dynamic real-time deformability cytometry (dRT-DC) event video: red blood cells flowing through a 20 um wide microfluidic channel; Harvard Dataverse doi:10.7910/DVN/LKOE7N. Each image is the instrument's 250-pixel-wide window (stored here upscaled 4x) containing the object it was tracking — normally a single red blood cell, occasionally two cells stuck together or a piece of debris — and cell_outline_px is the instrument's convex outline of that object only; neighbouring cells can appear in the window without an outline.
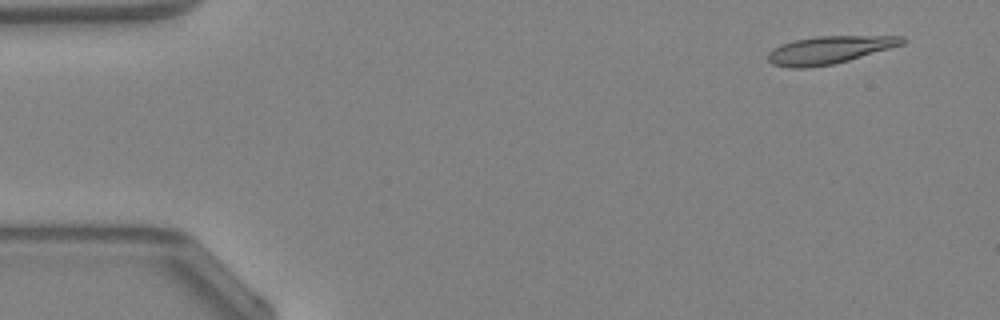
{"species": "Egyptian fruit bat (a non-hibernating species)", "species_latin": "Rousettus aegyptiacus", "temperature_condition": "warm", "stored_images_in_passage": 47, "camera_frame_rate_fps": 3000, "um_per_image_px": 0.085, "animal": {"sex": "female"}, "frame": {"image": 1, "passage_image": 3, "time_ms": 0.667, "image_size_px": [1000, 320], "cell_outline_px": [[908, 40], [904, 44], [848, 60], [832, 64], [804, 68], [792, 68], [772, 64], [768, 60], [768, 52], [772, 48], [780, 44], [792, 40], [816, 36], [904, 36]], "centroid_in_image_um": [70.47, 4.23], "position_along_channel_um": 14.5, "area_um2": 21.68}}
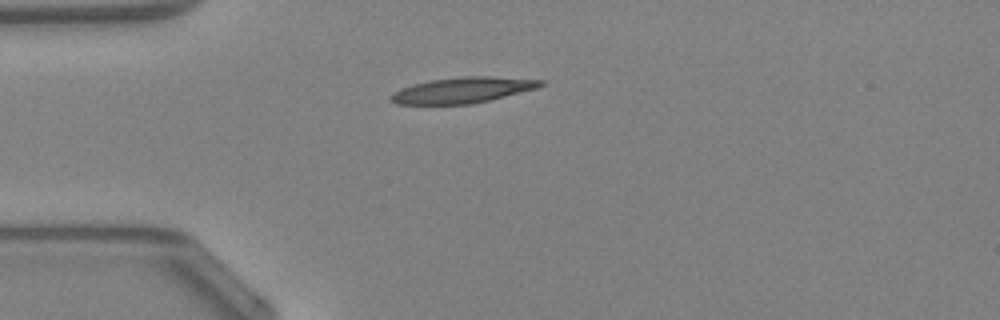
{"frame": {"image": 2, "passage_image": 12, "time_ms": 3.667, "image_size_px": [1000, 320], "cell_outline_px": [[544, 84], [536, 88], [472, 104], [396, 104], [388, 96], [392, 92], [412, 84], [432, 80], [460, 76], [488, 76], [544, 80]], "centroid_in_image_um": [39.28, 7.65], "position_along_channel_um": 45.7, "area_um2": 22.25}}
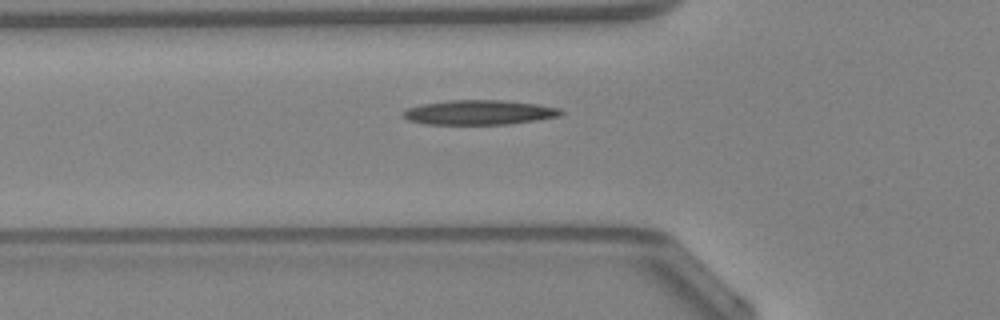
{"frame": {"image": 3, "passage_image": 16, "time_ms": 5.0, "image_size_px": [1000, 320], "cell_outline_px": [[564, 112], [560, 116], [536, 120], [508, 124], [424, 124], [408, 120], [400, 112], [408, 108], [420, 104], [448, 100], [504, 100], [536, 104], [560, 108]], "centroid_in_image_um": [40.71, 9.55], "position_along_channel_um": 85.1, "area_um2": 22.72}, "authors_computed_cell_mechanics": {"area_um2": 21.2704, "velocity_mm_per_s": 4.291, "shape_relaxation_time_tau1_ms": 7.2572, "shape_relaxation_time_tau2_ms": null, "deformation_change_tau1": 0.1644, "deformation_change_tau2": null}}